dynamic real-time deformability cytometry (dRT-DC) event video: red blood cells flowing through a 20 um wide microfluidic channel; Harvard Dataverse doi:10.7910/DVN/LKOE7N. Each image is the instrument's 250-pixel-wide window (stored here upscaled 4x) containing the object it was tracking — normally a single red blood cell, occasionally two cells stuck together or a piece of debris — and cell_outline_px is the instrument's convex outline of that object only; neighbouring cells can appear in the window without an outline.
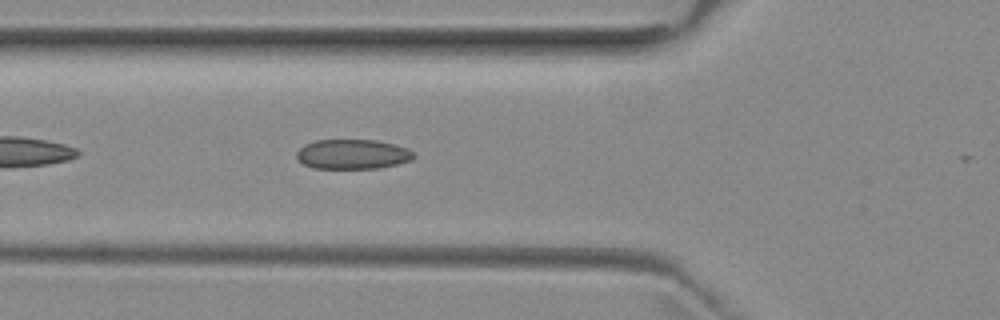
{"species": "common noctule bat (a hibernating species)", "species_latin": "Nyctalus noctula", "temperature_condition": "room temperature", "stored_images_in_passage": 6, "camera_frame_rate_fps": 3000, "um_per_image_px": 0.085, "animal": {"sex": "female", "body_mass_g": 29.2, "forearm_length_mm": 56.3}, "frame": {"image": 1, "passage_image": 5, "time_ms": 1.333, "image_size_px": [1000, 320], "cell_outline_px": [[416, 156], [412, 160], [400, 164], [380, 168], [312, 168], [296, 160], [296, 152], [304, 144], [316, 140], [376, 140], [408, 148], [416, 152]], "centroid_in_image_um": [29.99, 13.11], "position_along_channel_um": 95.8, "area_um2": 20.58}}